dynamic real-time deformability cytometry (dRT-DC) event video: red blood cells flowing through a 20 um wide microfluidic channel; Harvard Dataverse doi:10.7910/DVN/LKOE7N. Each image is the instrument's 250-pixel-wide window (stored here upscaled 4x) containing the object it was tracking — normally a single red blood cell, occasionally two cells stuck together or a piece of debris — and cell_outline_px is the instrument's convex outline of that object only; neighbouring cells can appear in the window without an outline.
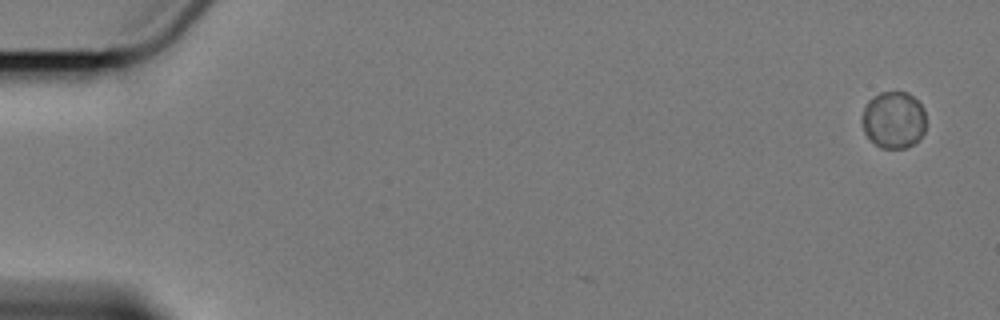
{"species": "Egyptian fruit bat (a non-hibernating species)", "species_latin": "Rousettus aegyptiacus", "temperature_condition": "cold", "stored_images_in_passage": 6, "camera_frame_rate_fps": 3000, "um_per_image_px": 0.085, "animal": {"sex": "female"}, "frame": {"image": 1, "passage_image": 1, "time_ms": 0.0, "image_size_px": [1000, 320], "cell_outline_px": [[924, 132], [920, 140], [904, 148], [880, 148], [864, 132], [860, 120], [864, 108], [868, 100], [880, 92], [908, 92], [924, 108]], "centroid_in_image_um": [75.94, 10.19], "position_along_channel_um": 9.1, "area_um2": 21.27}}
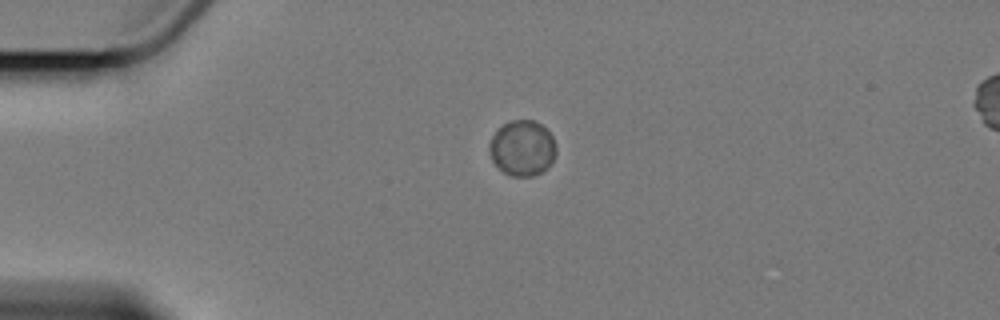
{"frame": {"image": 2, "passage_image": 4, "time_ms": 4.333, "image_size_px": [1000, 320], "cell_outline_px": [[556, 156], [548, 168], [532, 176], [512, 176], [504, 172], [492, 160], [488, 152], [488, 144], [496, 128], [512, 120], [532, 120], [540, 124], [552, 136], [556, 148]], "centroid_in_image_um": [44.38, 12.59], "position_along_channel_um": 40.6, "area_um2": 21.68}}